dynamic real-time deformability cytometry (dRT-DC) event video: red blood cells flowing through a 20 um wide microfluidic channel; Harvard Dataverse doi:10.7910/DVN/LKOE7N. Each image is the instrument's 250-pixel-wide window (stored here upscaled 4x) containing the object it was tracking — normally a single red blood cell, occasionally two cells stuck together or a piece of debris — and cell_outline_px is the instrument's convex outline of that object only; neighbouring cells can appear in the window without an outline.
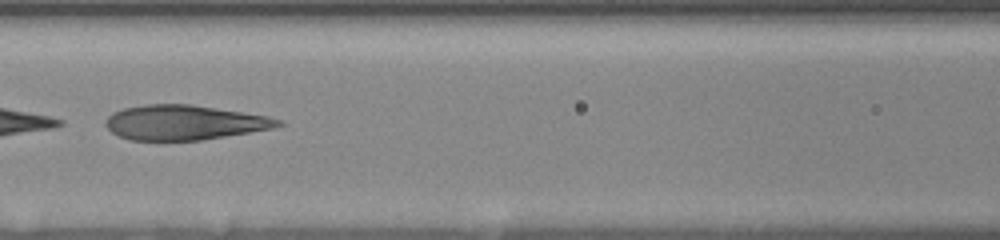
{"species": "human", "species_latin": "Homo sapiens", "temperature_condition": "room temperature", "stored_images_in_passage": 13, "camera_frame_rate_fps": 3000, "um_per_image_px": 0.085, "donor": {"sex": "female"}, "frame": {"image": 1, "passage_image": 11, "time_ms": 3.333, "image_size_px": [1000, 240], "cell_outline_px": [[284, 124], [272, 128], [200, 140], [132, 140], [120, 136], [112, 132], [104, 124], [104, 120], [112, 112], [124, 108], [144, 104], [192, 104], [268, 116], [280, 120]], "centroid_in_image_um": [15.62, 10.4], "position_along_channel_um": 151.0, "area_um2": 34.74}}